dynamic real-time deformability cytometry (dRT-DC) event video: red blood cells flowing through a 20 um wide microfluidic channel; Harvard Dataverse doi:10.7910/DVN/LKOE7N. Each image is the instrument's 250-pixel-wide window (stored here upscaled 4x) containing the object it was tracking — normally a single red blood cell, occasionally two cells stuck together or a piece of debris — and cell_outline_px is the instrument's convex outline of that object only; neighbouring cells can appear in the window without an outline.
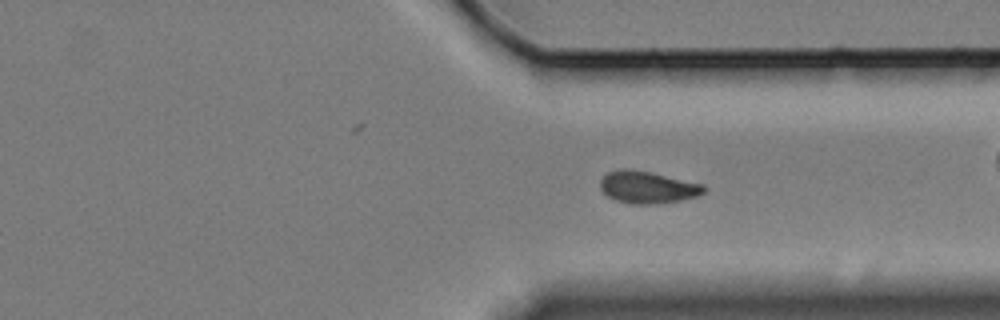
{"species": "Egyptian fruit bat (a non-hibernating species)", "species_latin": "Rousettus aegyptiacus", "temperature_condition": "cold", "stored_images_in_passage": 40, "camera_frame_rate_fps": 3000, "um_per_image_px": 0.085, "animal": {"sex": "female"}, "frame": {"image": 1, "passage_image": 28, "time_ms": 9.0, "image_size_px": [1000, 320], "cell_outline_px": [[704, 192], [700, 196], [680, 200], [656, 204], [632, 204], [616, 200], [608, 196], [600, 188], [600, 180], [608, 172], [620, 168], [632, 168], [704, 184]], "centroid_in_image_um": [55.04, 15.91], "position_along_channel_um": 356.4, "area_um2": 19.48}}